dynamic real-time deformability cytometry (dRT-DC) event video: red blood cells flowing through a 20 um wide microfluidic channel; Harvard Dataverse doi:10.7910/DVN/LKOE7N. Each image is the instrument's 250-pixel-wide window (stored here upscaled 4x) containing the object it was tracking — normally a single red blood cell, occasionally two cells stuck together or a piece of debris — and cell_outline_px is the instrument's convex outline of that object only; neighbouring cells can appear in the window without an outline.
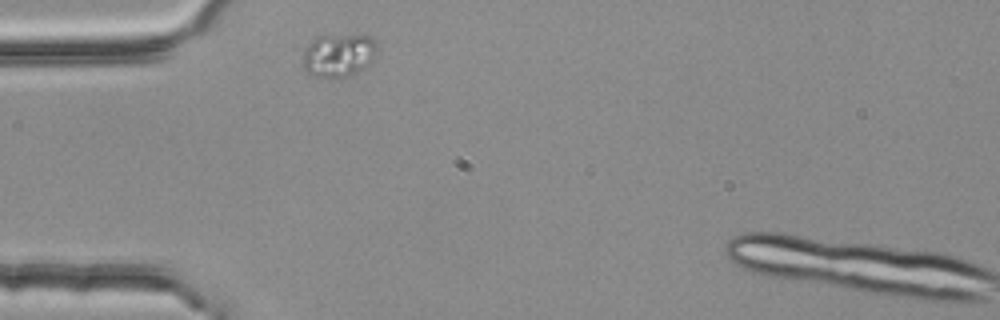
{"species": "common noctule bat (a hibernating species)", "species_latin": "Nyctalus noctula", "temperature_condition": "room temperature", "stored_images_in_passage": 2, "camera_frame_rate_fps": 3000, "um_per_image_px": 0.085, "animal": {"sex": "female", "body_mass_g": 25.1}, "frame": {"image": 1, "passage_image": 1, "time_ms": 0.0, "image_size_px": [1000, 320], "cell_outline_px": [[376, 52], [372, 60], [368, 64], [356, 72], [344, 76], [312, 76], [304, 68], [304, 52], [308, 44], [316, 36], [372, 36], [376, 40]], "centroid_in_image_um": [28.78, 4.67], "position_along_channel_um": 56.2, "area_um2": 18.09}}